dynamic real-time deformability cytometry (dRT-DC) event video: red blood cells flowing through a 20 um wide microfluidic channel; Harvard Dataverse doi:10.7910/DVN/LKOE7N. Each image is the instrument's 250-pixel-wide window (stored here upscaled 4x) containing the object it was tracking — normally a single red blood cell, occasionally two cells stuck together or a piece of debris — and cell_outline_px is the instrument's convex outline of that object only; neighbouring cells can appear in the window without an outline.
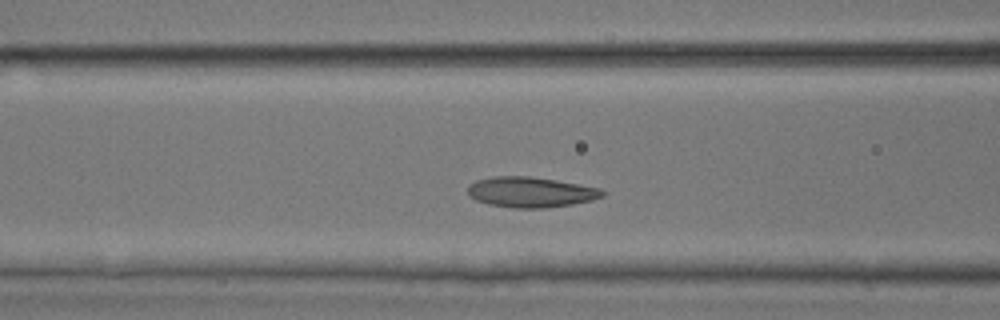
{"species": "common noctule bat (a hibernating species)", "species_latin": "Nyctalus noctula", "temperature_condition": "room temperature", "stored_images_in_passage": 44, "camera_frame_rate_fps": 3000, "um_per_image_px": 0.085, "animal": {"sex": "male", "body_mass_g": 17.9, "forearm_length_mm": 54.2}, "frame": {"image": 1, "passage_image": 15, "time_ms": 4.667, "image_size_px": [1000, 320], "cell_outline_px": [[604, 196], [592, 200], [572, 204], [544, 208], [516, 208], [488, 204], [476, 200], [468, 196], [468, 184], [476, 180], [492, 176], [532, 176], [556, 180], [600, 188], [604, 192]], "centroid_in_image_um": [45.07, 16.32], "position_along_channel_um": 121.5, "area_um2": 23.93}}
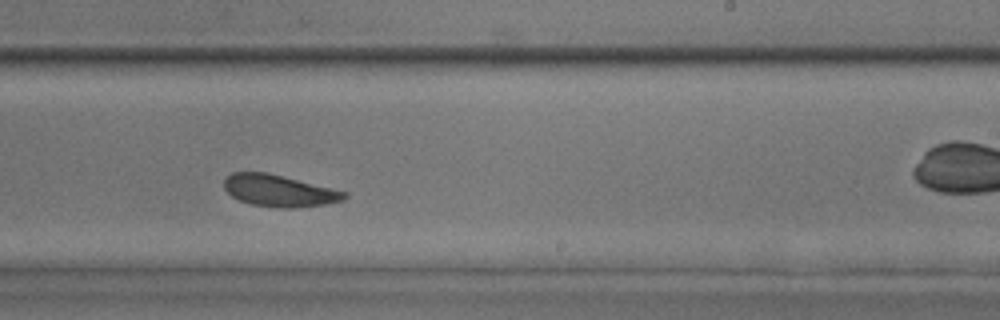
{"frame": {"image": 2, "passage_image": 25, "time_ms": 8.0, "image_size_px": [1000, 320], "cell_outline_px": [[348, 196], [344, 200], [324, 204], [292, 208], [284, 208], [252, 204], [240, 200], [232, 196], [224, 188], [224, 180], [232, 172], [268, 172], [348, 192]], "centroid_in_image_um": [23.74, 16.2], "position_along_channel_um": 265.3, "area_um2": 22.14}}
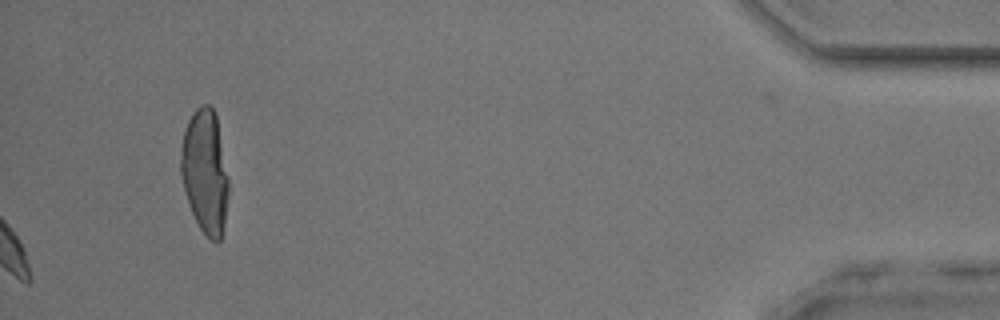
{"frame": {"image": 3, "passage_image": 44, "time_ms": 14.333, "image_size_px": [1000, 320], "cell_outline_px": [[228, 192], [224, 220], [220, 240], [216, 244], [208, 240], [200, 228], [192, 212], [184, 188], [180, 172], [180, 148], [184, 132], [188, 120], [196, 108], [200, 104], [208, 104], [216, 112], [228, 176]], "centroid_in_image_um": [17.42, 14.56], "position_along_channel_um": 417.8, "area_um2": 34.51}}